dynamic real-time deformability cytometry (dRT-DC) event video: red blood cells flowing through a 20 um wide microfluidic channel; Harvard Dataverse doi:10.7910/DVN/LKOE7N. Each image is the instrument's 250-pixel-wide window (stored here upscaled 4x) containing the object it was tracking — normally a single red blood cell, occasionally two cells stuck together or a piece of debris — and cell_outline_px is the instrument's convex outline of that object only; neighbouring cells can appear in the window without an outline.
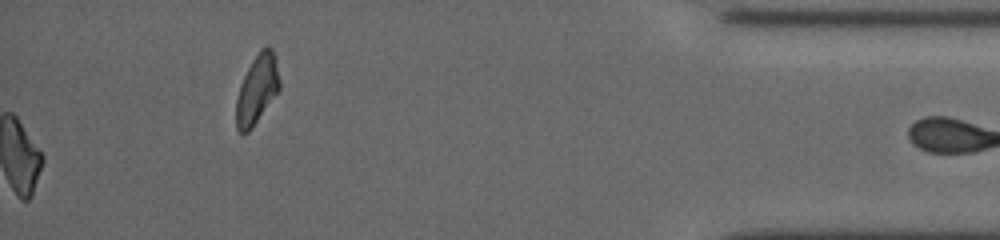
{"species": "common noctule bat (a hibernating species)", "species_latin": "Nyctalus noctula", "temperature_condition": "cold", "stored_images_in_passage": 43, "camera_frame_rate_fps": 3000, "um_per_image_px": 0.085, "animal": {"sex": "female", "body_mass_g": 19.5, "forearm_length_mm": 54.1}, "frame": {"image": 1, "passage_image": 43, "time_ms": 14.0, "image_size_px": [1000, 240], "cell_outline_px": [[280, 88], [248, 132], [240, 132], [236, 128], [236, 100], [240, 84], [252, 60], [260, 48], [268, 44], [272, 48], [280, 80]], "centroid_in_image_um": [21.84, 7.54], "position_along_channel_um": 413.4, "area_um2": 17.11}, "authors_computed_cell_mechanics": {"area_um2": 20.7502, "velocity_mm_per_s": 3.7659, "shape_relaxation_time_tau1_ms": 6.1287, "shape_relaxation_time_tau2_ms": null, "deformation_change_tau1": 0.1707, "deformation_change_tau2": null}}